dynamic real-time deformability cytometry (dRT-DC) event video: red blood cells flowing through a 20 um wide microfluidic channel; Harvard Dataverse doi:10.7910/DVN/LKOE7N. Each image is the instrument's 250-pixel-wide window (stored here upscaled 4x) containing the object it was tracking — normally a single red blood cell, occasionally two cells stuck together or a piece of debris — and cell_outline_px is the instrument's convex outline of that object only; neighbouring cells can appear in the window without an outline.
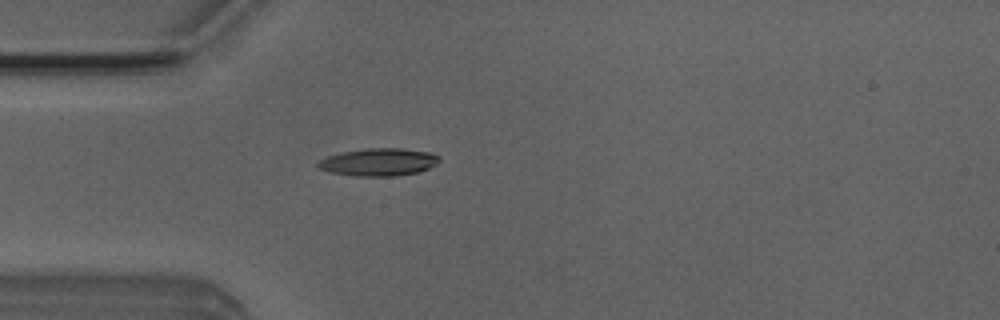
{"species": "Egyptian fruit bat (a non-hibernating species)", "species_latin": "Rousettus aegyptiacus", "temperature_condition": "room temperature", "stored_images_in_passage": 38, "camera_frame_rate_fps": 3000, "um_per_image_px": 0.085, "animal": {"sex": "male"}, "frame": {"image": 1, "passage_image": 1, "time_ms": 0.0, "image_size_px": [1000, 320], "cell_outline_px": [[440, 160], [436, 164], [420, 172], [396, 176], [356, 176], [332, 172], [320, 168], [316, 164], [320, 160], [328, 156], [340, 152], [364, 148], [400, 148], [428, 152], [440, 156]], "centroid_in_image_um": [32.21, 13.77], "position_along_channel_um": 52.8, "area_um2": 19.48}}
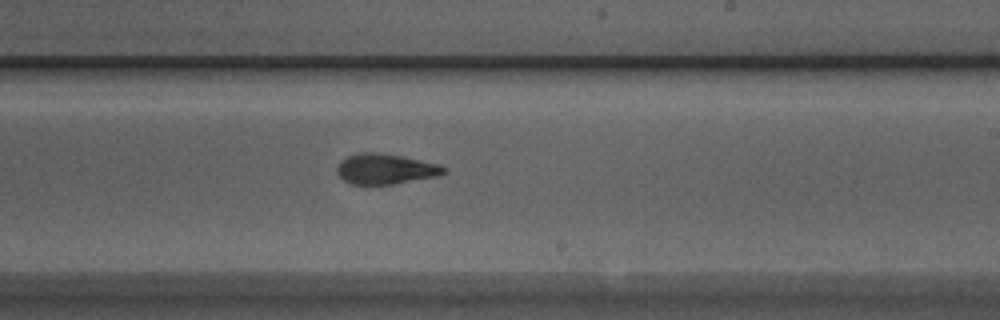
{"frame": {"image": 2, "passage_image": 17, "time_ms": 5.333, "image_size_px": [1000, 320], "cell_outline_px": [[448, 172], [436, 176], [392, 184], [352, 184], [344, 180], [336, 172], [336, 168], [340, 160], [356, 152], [376, 152], [400, 156], [440, 164], [448, 168]], "centroid_in_image_um": [32.75, 14.35], "position_along_channel_um": 256.2, "area_um2": 18.9}}
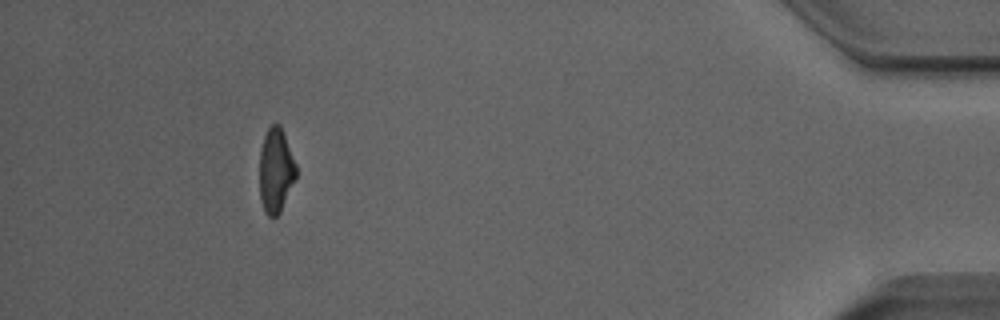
{"frame": {"image": 3, "passage_image": 34, "time_ms": 11.0, "image_size_px": [1000, 320], "cell_outline_px": [[296, 176], [280, 212], [276, 216], [268, 216], [264, 212], [260, 200], [260, 148], [264, 136], [268, 128], [272, 124], [280, 124], [296, 164]], "centroid_in_image_um": [23.43, 14.48], "position_along_channel_um": 411.8, "area_um2": 17.86}, "authors_computed_cell_mechanics": {"area_um2": 18.8717, "velocity_mm_per_s": 3.9353, "shape_relaxation_time_tau1_ms": 8.3106, "shape_relaxation_time_tau2_ms": 1.9351, "deformation_change_tau1": 0.2446, "deformation_change_tau2": 0.1064}}